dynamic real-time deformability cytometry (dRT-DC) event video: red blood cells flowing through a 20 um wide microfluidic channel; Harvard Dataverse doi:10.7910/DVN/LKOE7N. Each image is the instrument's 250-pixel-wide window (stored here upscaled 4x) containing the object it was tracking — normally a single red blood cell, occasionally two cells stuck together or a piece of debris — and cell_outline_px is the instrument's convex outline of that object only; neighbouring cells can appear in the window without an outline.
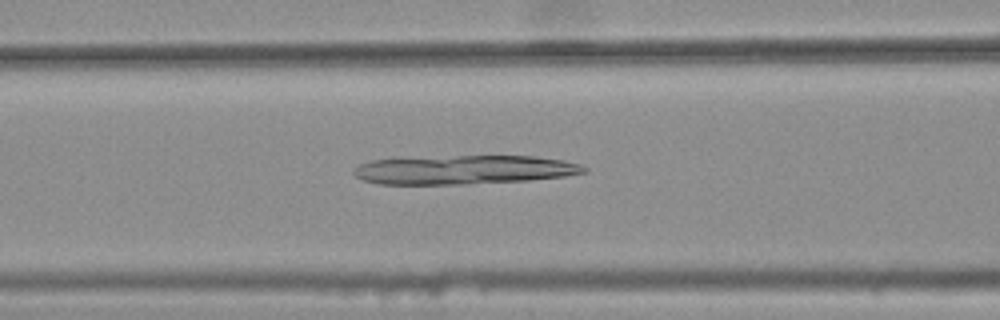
{"species": "common noctule bat (a hibernating species)", "species_latin": "Nyctalus noctula", "temperature_condition": "warm", "stored_images_in_passage": 33, "camera_frame_rate_fps": 3000, "um_per_image_px": 0.085, "animal": {"sex": "female", "body_mass_g": 25.1}, "frame": {"image": 1, "passage_image": 9, "time_ms": 2.667, "image_size_px": [1000, 320], "cell_outline_px": [[588, 172], [564, 176], [528, 180], [464, 184], [380, 184], [364, 180], [356, 176], [352, 172], [360, 164], [372, 160], [456, 156], [536, 156], [564, 160], [580, 164], [588, 168]], "centroid_in_image_um": [39.51, 14.43], "position_along_channel_um": 127.1, "area_um2": 38.55}}
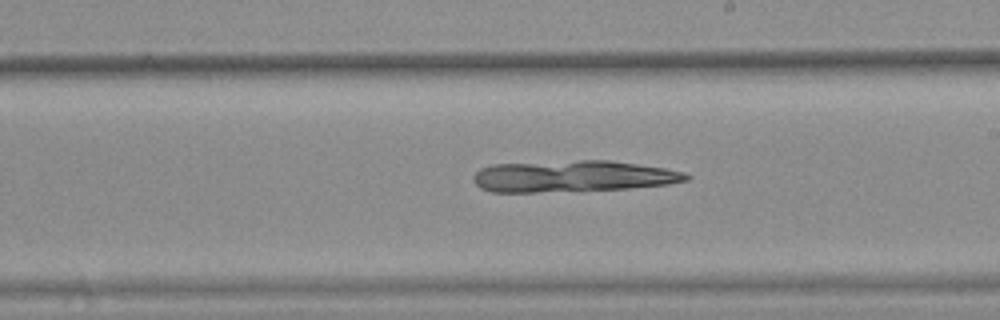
{"frame": {"image": 2, "passage_image": 18, "time_ms": 5.667, "image_size_px": [1000, 320], "cell_outline_px": [[692, 176], [688, 180], [668, 184], [628, 188], [536, 192], [492, 192], [480, 188], [472, 180], [472, 176], [480, 168], [496, 164], [580, 160], [608, 160], [664, 168], [684, 172]], "centroid_in_image_um": [48.66, 14.98], "position_along_channel_um": 240.3, "area_um2": 38.84}}
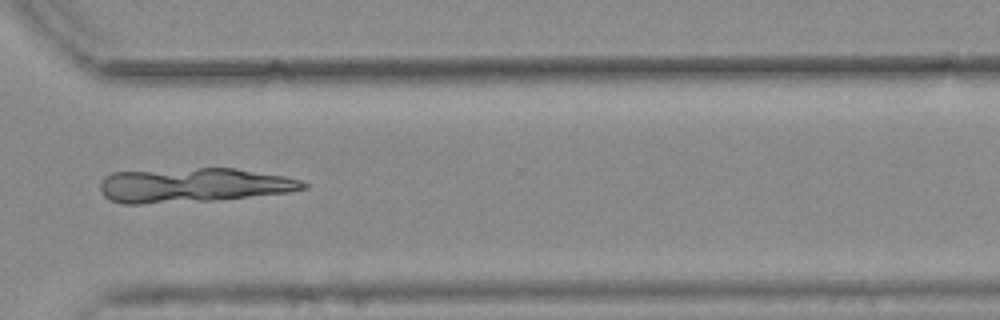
{"frame": {"image": 3, "passage_image": 27, "time_ms": 8.667, "image_size_px": [1000, 320], "cell_outline_px": [[308, 188], [288, 192], [212, 200], [140, 204], [120, 204], [108, 200], [100, 192], [100, 184], [104, 176], [112, 172], [200, 168], [236, 168], [284, 176], [300, 180], [308, 184]], "centroid_in_image_um": [16.37, 15.74], "position_along_channel_um": 354.2, "area_um2": 40.69}}